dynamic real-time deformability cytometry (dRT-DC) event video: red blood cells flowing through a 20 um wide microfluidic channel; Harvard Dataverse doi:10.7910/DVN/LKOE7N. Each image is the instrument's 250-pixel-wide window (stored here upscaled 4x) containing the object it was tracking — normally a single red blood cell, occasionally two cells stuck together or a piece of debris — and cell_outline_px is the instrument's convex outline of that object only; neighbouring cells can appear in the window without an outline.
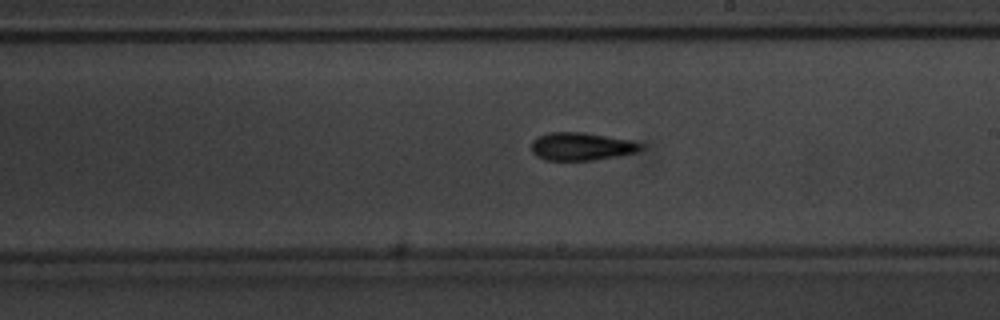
{"species": "common noctule bat (a hibernating species)", "species_latin": "Nyctalus noctula", "temperature_condition": "warm", "stored_images_in_passage": 38, "camera_frame_rate_fps": 3000, "um_per_image_px": 0.085, "animal": {"sex": "male", "body_mass_g": 20.1, "forearm_length_mm": 53.5}, "frame": {"image": 1, "passage_image": 16, "time_ms": 5.0, "image_size_px": [1000, 320], "cell_outline_px": [[644, 144], [636, 152], [620, 156], [596, 160], [544, 160], [536, 156], [532, 152], [532, 140], [536, 136], [548, 132], [584, 132], [636, 140]], "centroid_in_image_um": [49.44, 12.44], "position_along_channel_um": 239.6, "area_um2": 18.21}}
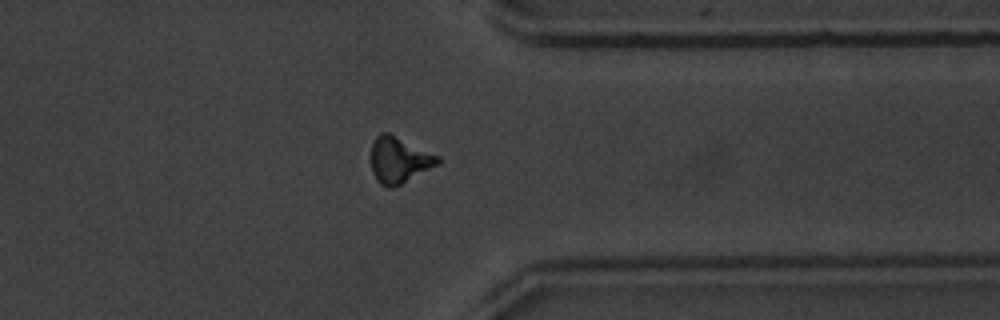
{"frame": {"image": 2, "passage_image": 27, "time_ms": 8.667, "image_size_px": [1000, 320], "cell_outline_px": [[440, 164], [392, 188], [388, 188], [380, 184], [376, 180], [372, 172], [372, 144], [376, 136], [380, 132], [388, 132], [440, 156]], "centroid_in_image_um": [33.93, 13.6], "position_along_channel_um": 377.5, "area_um2": 17.92}}
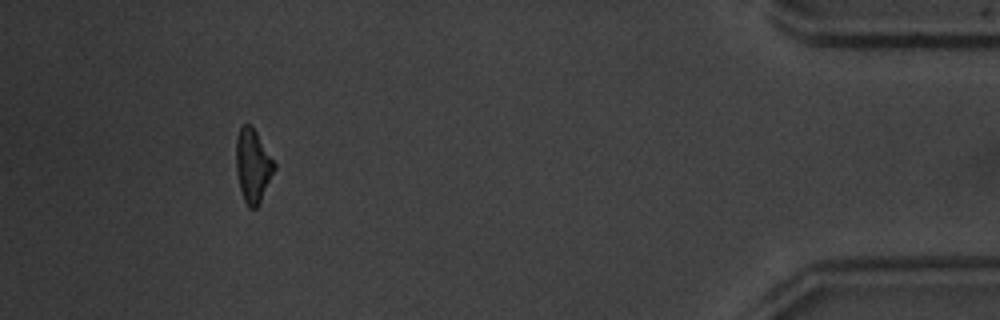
{"frame": {"image": 3, "passage_image": 34, "time_ms": 11.0, "image_size_px": [1000, 320], "cell_outline_px": [[276, 168], [256, 208], [248, 208], [244, 200], [240, 188], [236, 172], [236, 136], [240, 124], [248, 124], [256, 132], [276, 164]], "centroid_in_image_um": [21.47, 14.06], "position_along_channel_um": 413.7, "area_um2": 16.18}, "authors_computed_cell_mechanics": {"area_um2": 17.1088, "velocity_mm_per_s": 3.8628, "shape_relaxation_time_tau1_ms": 2.8135, "shape_relaxation_time_tau2_ms": 4.2221, "deformation_change_tau1": 0.1296, "deformation_change_tau2": 0.1335}}